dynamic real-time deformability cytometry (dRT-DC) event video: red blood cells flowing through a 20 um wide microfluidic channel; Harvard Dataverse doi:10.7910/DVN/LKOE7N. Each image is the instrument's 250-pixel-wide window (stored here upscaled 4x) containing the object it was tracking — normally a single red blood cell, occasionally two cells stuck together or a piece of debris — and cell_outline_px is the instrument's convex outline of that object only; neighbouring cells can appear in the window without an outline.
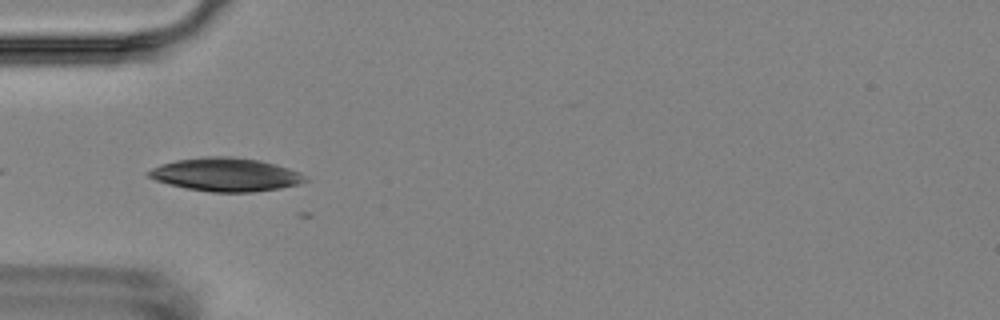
{"species": "Egyptian fruit bat (a non-hibernating species)", "species_latin": "Rousettus aegyptiacus", "temperature_condition": "room temperature", "stored_images_in_passage": 4, "camera_frame_rate_fps": 3000, "um_per_image_px": 0.085, "animal": {"sex": "female"}, "frame": {"image": 1, "passage_image": 3, "time_ms": 2.333, "image_size_px": [1000, 320], "cell_outline_px": [[308, 180], [300, 184], [280, 188], [252, 192], [212, 192], [184, 188], [168, 184], [156, 180], [148, 176], [144, 172], [160, 164], [176, 160], [204, 156], [232, 156], [260, 160], [276, 164], [300, 172], [308, 176]], "centroid_in_image_um": [19.2, 14.83], "position_along_channel_um": 65.8, "area_um2": 30.81}}